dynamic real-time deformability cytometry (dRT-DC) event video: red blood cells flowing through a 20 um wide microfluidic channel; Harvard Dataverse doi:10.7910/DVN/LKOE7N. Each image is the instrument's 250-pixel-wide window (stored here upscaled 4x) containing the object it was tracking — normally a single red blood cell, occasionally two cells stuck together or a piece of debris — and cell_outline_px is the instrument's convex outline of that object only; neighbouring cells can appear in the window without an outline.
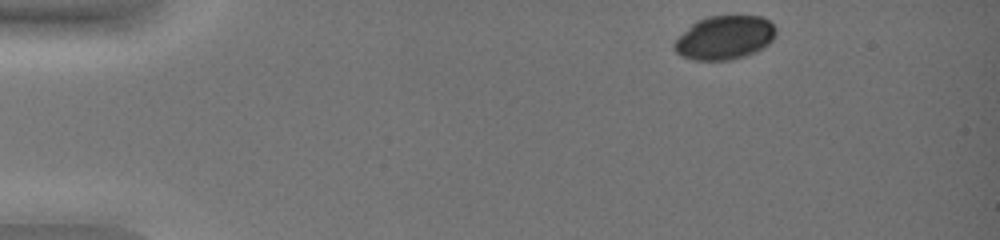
{"species": "common noctule bat (a hibernating species)", "species_latin": "Nyctalus noctula", "temperature_condition": "warm", "stored_images_in_passage": 43, "camera_frame_rate_fps": 3000, "um_per_image_px": 0.085, "animal": {"sex": "female", "body_mass_g": 19.0, "forearm_length_mm": 51.5}, "frame": {"image": 1, "passage_image": 1, "time_ms": 0.0, "image_size_px": [1000, 240], "cell_outline_px": [[776, 36], [764, 48], [756, 52], [744, 56], [728, 60], [692, 60], [680, 56], [672, 48], [672, 44], [696, 20], [708, 16], [760, 16], [768, 20], [776, 28]], "centroid_in_image_um": [61.59, 3.21], "position_along_channel_um": 23.4, "area_um2": 26.01}}
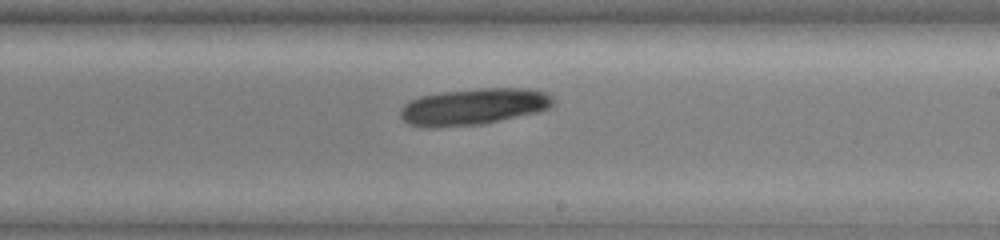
{"frame": {"image": 2, "passage_image": 26, "time_ms": 8.333, "image_size_px": [1000, 240], "cell_outline_px": [[556, 100], [548, 108], [540, 112], [484, 124], [436, 128], [428, 128], [408, 124], [400, 116], [400, 108], [404, 104], [420, 96], [440, 92], [484, 88], [524, 88], [544, 92], [552, 96]], "centroid_in_image_um": [40.25, 9.08], "position_along_channel_um": 248.7, "area_um2": 32.83}}
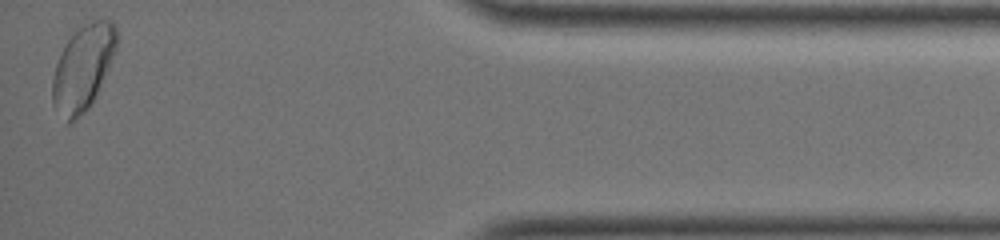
{"frame": {"image": 3, "passage_image": 43, "time_ms": 14.0, "image_size_px": [1000, 240], "cell_outline_px": [[116, 48], [92, 104], [72, 124], [64, 124], [52, 104], [52, 80], [56, 64], [60, 52], [76, 28], [92, 20], [112, 20], [116, 28]], "centroid_in_image_um": [7.0, 5.81], "position_along_channel_um": 428.2, "area_um2": 31.96}}